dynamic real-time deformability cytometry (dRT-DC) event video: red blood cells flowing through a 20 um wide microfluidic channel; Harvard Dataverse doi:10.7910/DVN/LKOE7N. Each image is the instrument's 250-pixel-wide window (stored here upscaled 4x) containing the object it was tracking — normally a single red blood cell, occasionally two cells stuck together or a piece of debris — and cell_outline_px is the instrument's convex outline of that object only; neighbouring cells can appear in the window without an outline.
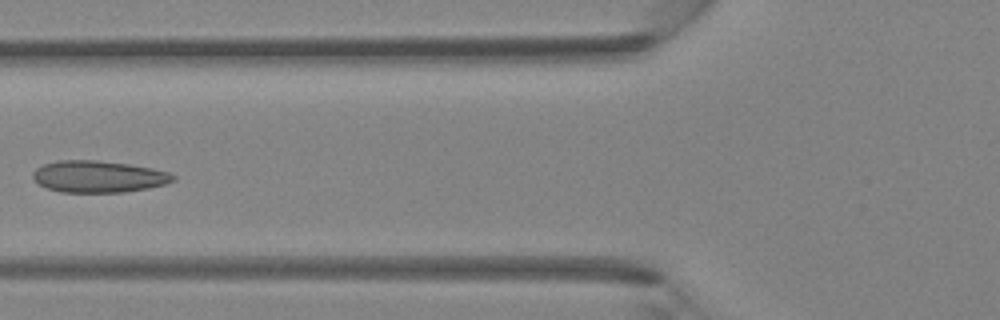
{"species": "Egyptian fruit bat (a non-hibernating species)", "species_latin": "Rousettus aegyptiacus", "temperature_condition": "room temperature", "stored_images_in_passage": 4, "camera_frame_rate_fps": 3000, "um_per_image_px": 0.085, "animal": {"sex": "female"}, "frame": {"image": 1, "passage_image": 4, "time_ms": 1.0, "image_size_px": [1000, 320], "cell_outline_px": [[176, 180], [164, 184], [148, 188], [124, 192], [60, 192], [48, 188], [32, 180], [32, 172], [36, 168], [44, 164], [56, 160], [96, 160], [132, 164], [152, 168], [168, 172], [176, 176]], "centroid_in_image_um": [8.36, 15.0], "position_along_channel_um": 117.4, "area_um2": 26.13}}